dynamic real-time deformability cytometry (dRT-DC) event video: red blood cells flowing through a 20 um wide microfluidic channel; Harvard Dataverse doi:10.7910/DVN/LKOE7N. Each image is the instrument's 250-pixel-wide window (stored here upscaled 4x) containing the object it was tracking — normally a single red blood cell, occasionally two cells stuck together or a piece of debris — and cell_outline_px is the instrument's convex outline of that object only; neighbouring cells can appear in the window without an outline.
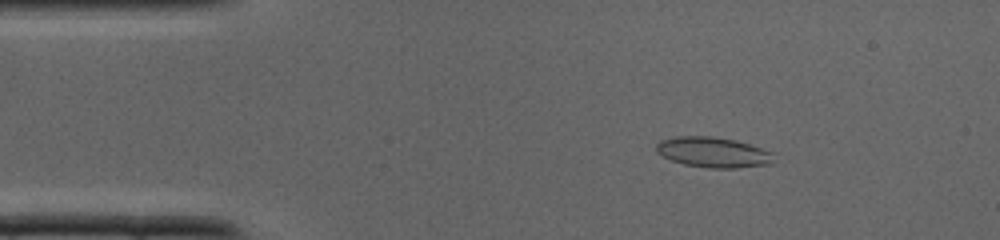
{"species": "common noctule bat (a hibernating species)", "species_latin": "Nyctalus noctula", "temperature_condition": "cold", "stored_images_in_passage": 35, "camera_frame_rate_fps": 3000, "um_per_image_px": 0.085, "animal": {"sex": "male", "body_mass_g": 19.0, "forearm_length_mm": 50.8}, "frame": {"image": 1, "passage_image": 4, "time_ms": 1.0, "image_size_px": [1000, 240], "cell_outline_px": [[772, 164], [736, 168], [708, 168], [684, 164], [672, 160], [656, 152], [656, 144], [660, 140], [676, 136], [712, 136], [736, 140], [772, 152]], "centroid_in_image_um": [60.59, 12.94], "position_along_channel_um": 24.4, "area_um2": 20.69}}
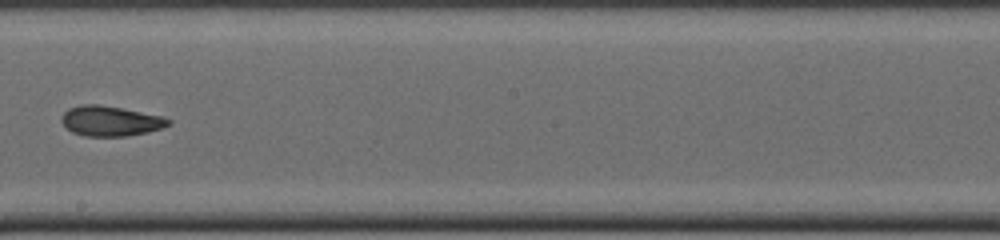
{"frame": {"image": 2, "passage_image": 19, "time_ms": 6.0, "image_size_px": [1000, 240], "cell_outline_px": [[172, 124], [148, 132], [128, 136], [84, 136], [72, 132], [60, 120], [60, 116], [68, 108], [80, 104], [96, 104], [120, 108], [164, 116], [172, 120]], "centroid_in_image_um": [9.39, 10.28], "position_along_channel_um": 238.8, "area_um2": 18.84}}
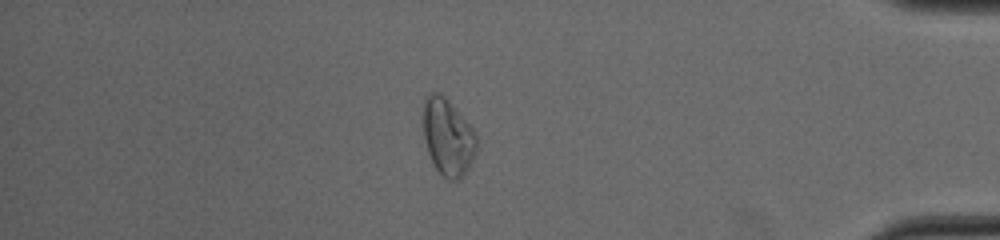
{"frame": {"image": 3, "passage_image": 30, "time_ms": 9.667, "image_size_px": [1000, 240], "cell_outline_px": [[476, 152], [468, 168], [456, 180], [448, 180], [436, 168], [428, 152], [424, 136], [424, 100], [432, 92], [436, 92], [444, 96], [448, 100], [476, 132]], "centroid_in_image_um": [38.08, 11.64], "position_along_channel_um": 397.1, "area_um2": 23.29}}